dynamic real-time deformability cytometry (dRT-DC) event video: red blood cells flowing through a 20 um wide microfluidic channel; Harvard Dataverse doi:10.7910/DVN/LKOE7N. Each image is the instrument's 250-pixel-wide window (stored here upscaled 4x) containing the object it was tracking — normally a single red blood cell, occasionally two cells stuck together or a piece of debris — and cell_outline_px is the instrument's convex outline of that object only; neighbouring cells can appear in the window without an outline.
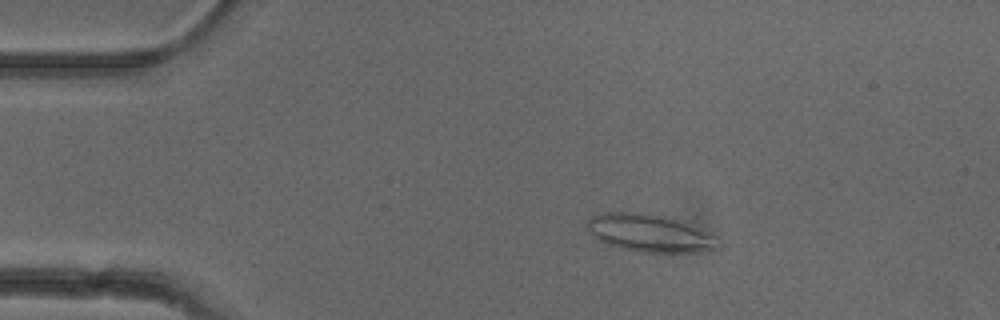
{"species": "common noctule bat (a hibernating species)", "species_latin": "Nyctalus noctula", "temperature_condition": "cold", "stored_images_in_passage": 6, "camera_frame_rate_fps": 3000, "um_per_image_px": 0.085, "animal": {"sex": "female"}, "frame": {"image": 1, "passage_image": 3, "time_ms": 2.333, "image_size_px": [1000, 320], "cell_outline_px": [[716, 248], [696, 252], [640, 252], [620, 248], [604, 244], [596, 240], [584, 228], [588, 220], [592, 216], [604, 212], [640, 212], [668, 216], [684, 220], [716, 236]], "centroid_in_image_um": [55.15, 19.79], "position_along_channel_um": 29.9, "area_um2": 29.25}}